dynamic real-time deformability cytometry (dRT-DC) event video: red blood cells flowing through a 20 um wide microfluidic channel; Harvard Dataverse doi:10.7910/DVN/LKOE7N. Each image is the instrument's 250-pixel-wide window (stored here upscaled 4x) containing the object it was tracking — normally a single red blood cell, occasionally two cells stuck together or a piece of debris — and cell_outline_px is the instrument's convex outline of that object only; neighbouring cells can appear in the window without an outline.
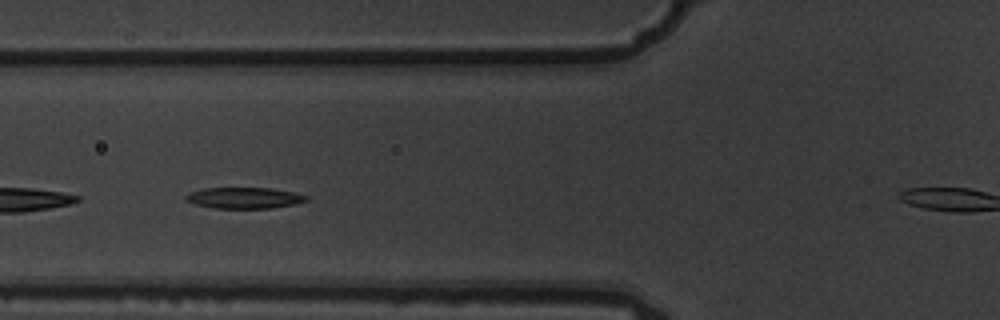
{"species": "common noctule bat (a hibernating species)", "species_latin": "Nyctalus noctula", "temperature_condition": "warm", "stored_images_in_passage": 6, "segment_of_instrument_passage": [1, 2], "camera_frame_rate_fps": 3000, "um_per_image_px": 0.085, "animal": {"sex": "male", "body_mass_g": 19.5, "forearm_length_mm": 54.6}, "frame": {"image": 1, "passage_image": 2, "time_ms": 0.333, "image_size_px": [1000, 320], "cell_outline_px": [[308, 200], [296, 204], [272, 208], [212, 208], [196, 204], [184, 200], [184, 196], [188, 192], [204, 188], [272, 188], [296, 192], [308, 196]], "centroid_in_image_um": [20.76, 16.82], "position_along_channel_um": 105.0, "area_um2": 15.03}}
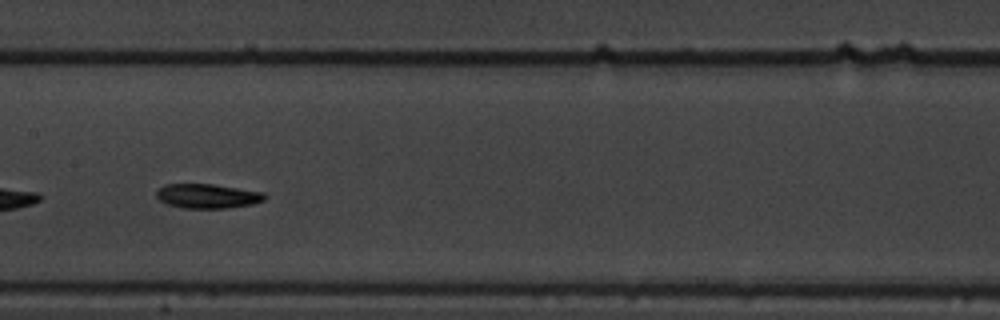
{"frame": {"image": 2, "passage_image": 4, "time_ms": 1.0, "image_size_px": [1000, 320], "cell_outline_px": [[268, 196], [264, 200], [252, 204], [228, 208], [180, 208], [168, 204], [160, 200], [156, 196], [156, 192], [164, 184], [212, 184], [264, 192]], "centroid_in_image_um": [17.65, 16.67], "position_along_channel_um": 189.7, "area_um2": 15.43}}
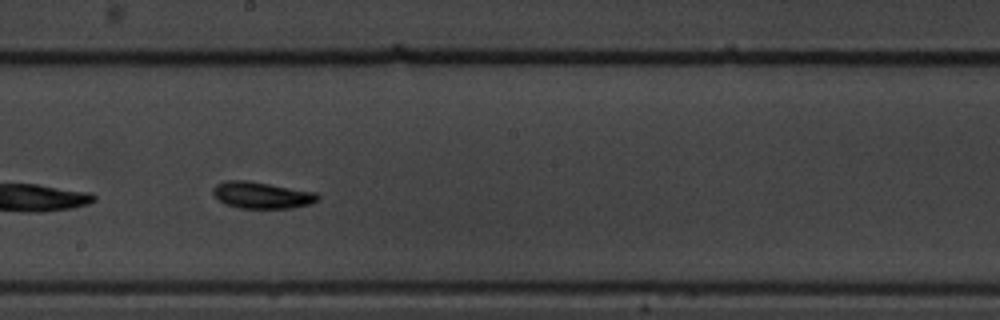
{"frame": {"image": 3, "passage_image": 5, "time_ms": 1.333, "image_size_px": [1000, 320], "cell_outline_px": [[320, 196], [316, 200], [308, 204], [292, 208], [240, 208], [224, 204], [212, 192], [212, 188], [216, 184], [228, 180], [244, 180], [316, 192]], "centroid_in_image_um": [22.22, 16.59], "position_along_channel_um": 226.0, "area_um2": 16.01}}